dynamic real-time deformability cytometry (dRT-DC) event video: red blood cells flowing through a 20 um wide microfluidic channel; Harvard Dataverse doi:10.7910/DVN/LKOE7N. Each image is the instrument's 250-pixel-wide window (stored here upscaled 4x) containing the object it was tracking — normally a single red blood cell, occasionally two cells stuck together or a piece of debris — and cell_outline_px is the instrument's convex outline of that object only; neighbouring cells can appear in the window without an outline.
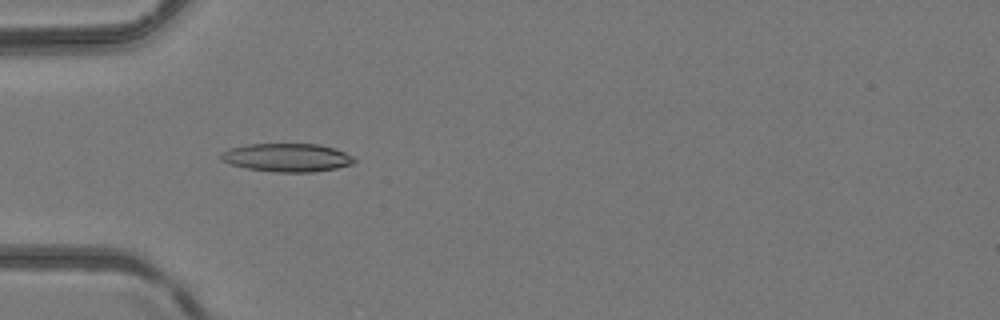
{"species": "common noctule bat (a hibernating species)", "species_latin": "Nyctalus noctula", "temperature_condition": "room temperature", "stored_images_in_passage": 39, "camera_frame_rate_fps": 3000, "um_per_image_px": 0.085, "animal": {"sex": "female", "body_mass_g": 24.6, "forearm_length_mm": 56.2}, "frame": {"image": 1, "passage_image": 7, "time_ms": 2.0, "image_size_px": [1000, 320], "cell_outline_px": [[356, 160], [352, 164], [336, 168], [312, 172], [276, 172], [244, 168], [228, 164], [220, 160], [220, 152], [228, 148], [248, 144], [320, 144], [336, 148], [352, 156]], "centroid_in_image_um": [24.35, 13.39], "position_along_channel_um": 60.7, "area_um2": 22.25}}
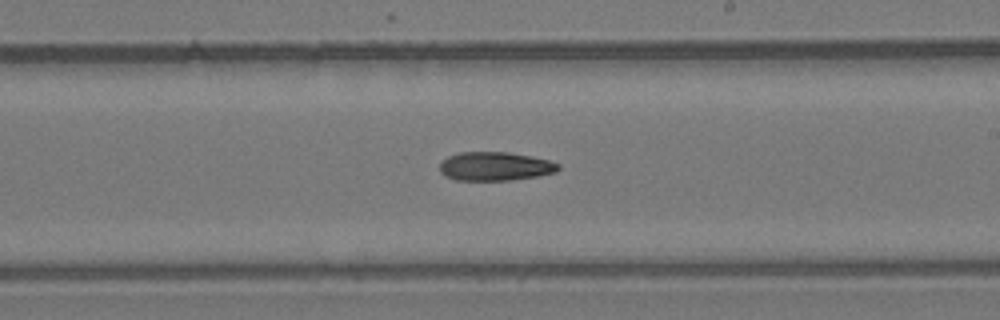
{"frame": {"image": 2, "passage_image": 20, "time_ms": 6.333, "image_size_px": [1000, 320], "cell_outline_px": [[560, 168], [556, 172], [536, 176], [512, 180], [456, 180], [444, 176], [440, 172], [440, 164], [448, 156], [460, 152], [508, 152], [532, 156], [548, 160], [560, 164]], "centroid_in_image_um": [42.08, 14.14], "position_along_channel_um": 246.9, "area_um2": 19.88}}
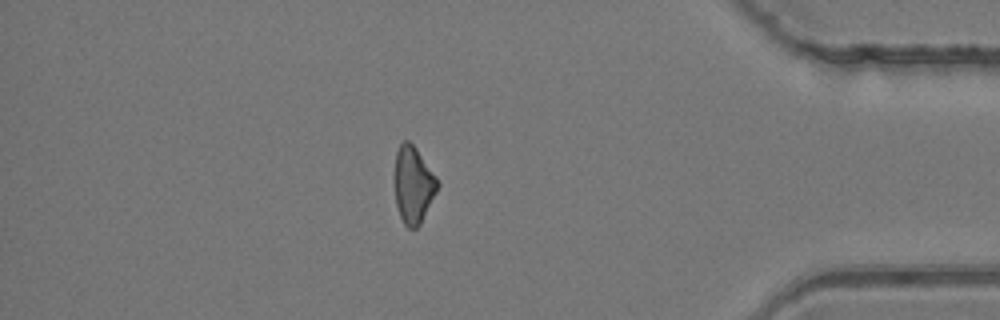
{"frame": {"image": 3, "passage_image": 33, "time_ms": 10.667, "image_size_px": [1000, 320], "cell_outline_px": [[440, 184], [420, 224], [416, 228], [408, 228], [404, 224], [400, 216], [396, 204], [396, 152], [400, 144], [404, 140], [408, 140], [416, 148], [436, 176]], "centroid_in_image_um": [35.15, 15.71], "position_along_channel_um": 400.1, "area_um2": 18.79}}